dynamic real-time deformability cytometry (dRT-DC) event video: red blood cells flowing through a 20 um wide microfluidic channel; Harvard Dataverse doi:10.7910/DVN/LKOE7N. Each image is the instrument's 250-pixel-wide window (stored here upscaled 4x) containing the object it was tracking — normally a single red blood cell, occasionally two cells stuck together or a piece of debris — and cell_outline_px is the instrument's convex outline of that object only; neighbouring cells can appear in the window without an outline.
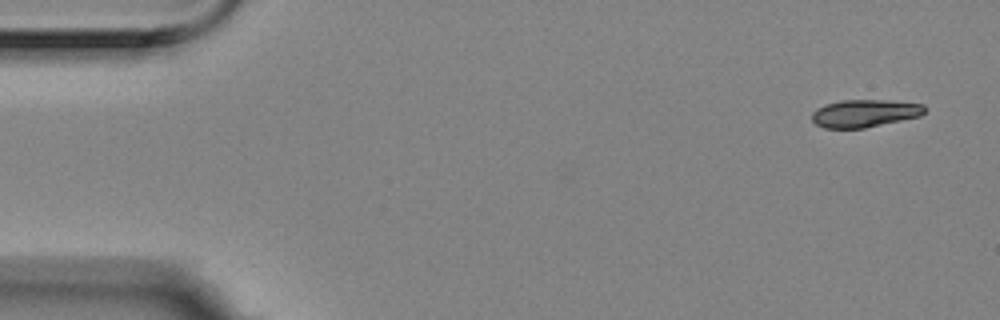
{"species": "Egyptian fruit bat (a non-hibernating species)", "species_latin": "Rousettus aegyptiacus", "temperature_condition": "room temperature", "stored_images_in_passage": 4, "camera_frame_rate_fps": 3000, "um_per_image_px": 0.085, "animal": {"sex": "female"}, "frame": {"image": 1, "passage_image": 1, "time_ms": 0.0, "image_size_px": [1000, 320], "cell_outline_px": [[928, 108], [920, 116], [864, 128], [824, 128], [816, 124], [812, 120], [812, 112], [816, 108], [824, 104], [840, 100], [888, 100], [924, 104]], "centroid_in_image_um": [73.49, 9.62], "position_along_channel_um": 11.5, "area_um2": 18.26}}
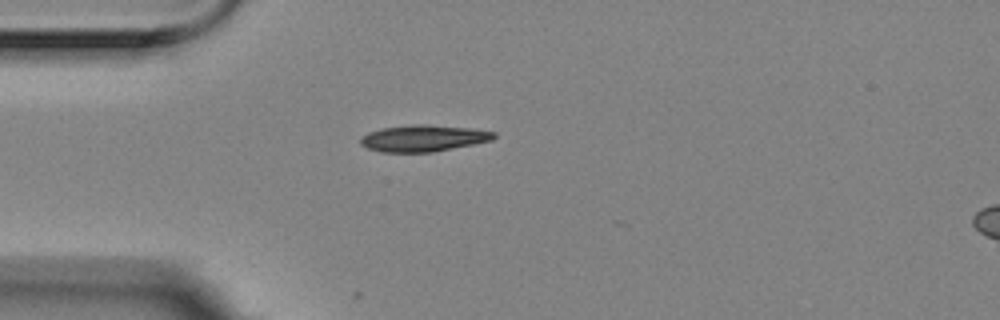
{"frame": {"image": 2, "passage_image": 4, "time_ms": 1.0, "image_size_px": [1000, 320], "cell_outline_px": [[496, 136], [492, 140], [432, 152], [380, 152], [368, 148], [360, 144], [360, 136], [368, 132], [384, 128], [416, 124], [428, 124], [468, 128], [496, 132]], "centroid_in_image_um": [35.95, 11.75], "position_along_channel_um": 49.0, "area_um2": 20.46}}